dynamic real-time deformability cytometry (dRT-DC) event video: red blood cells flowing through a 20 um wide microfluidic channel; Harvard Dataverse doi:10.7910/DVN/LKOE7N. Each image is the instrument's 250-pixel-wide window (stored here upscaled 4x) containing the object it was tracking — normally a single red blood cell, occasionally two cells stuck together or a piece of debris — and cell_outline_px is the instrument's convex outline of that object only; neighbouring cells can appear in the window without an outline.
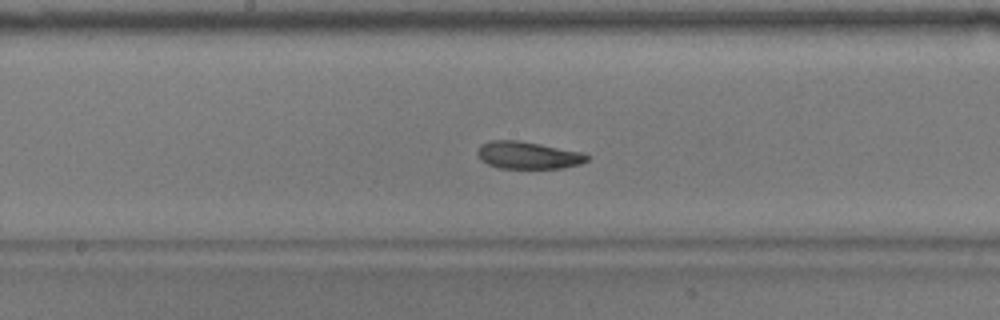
{"species": "common noctule bat (a hibernating species)", "species_latin": "Nyctalus noctula", "temperature_condition": "warm", "stored_images_in_passage": 39, "camera_frame_rate_fps": 3000, "um_per_image_px": 0.085, "animal": {"sex": "male", "body_mass_g": 17.9}, "frame": {"image": 1, "passage_image": 12, "time_ms": 3.667, "image_size_px": [1000, 320], "cell_outline_px": [[592, 156], [588, 160], [580, 164], [564, 168], [500, 168], [488, 164], [480, 160], [476, 152], [480, 144], [488, 140], [520, 140], [580, 152]], "centroid_in_image_um": [44.85, 13.19], "position_along_channel_um": 203.3, "area_um2": 17.57}}
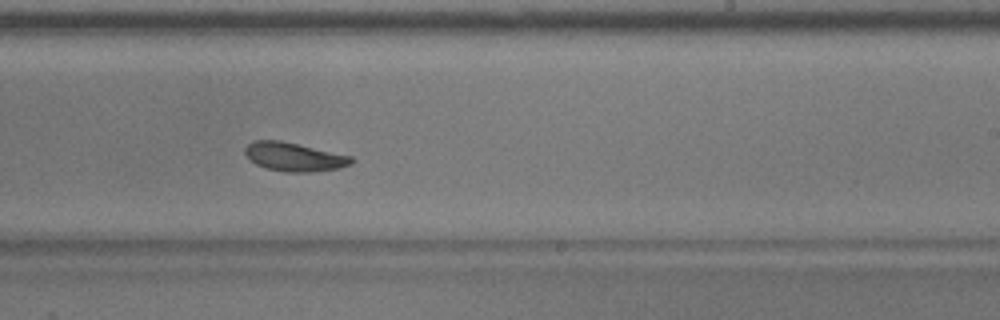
{"frame": {"image": 2, "passage_image": 17, "time_ms": 5.333, "image_size_px": [1000, 320], "cell_outline_px": [[356, 160], [352, 164], [340, 168], [308, 172], [284, 172], [268, 168], [256, 164], [244, 152], [244, 148], [248, 144], [256, 140], [280, 140], [352, 156]], "centroid_in_image_um": [25.04, 13.33], "position_along_channel_um": 264.0, "area_um2": 17.69}, "authors_computed_cell_mechanics": {"area_um2": 18.207, "velocity_mm_per_s": 3.6563, "shape_relaxation_time_tau1_ms": 2.1725, "shape_relaxation_time_tau2_ms": 4.7009, "deformation_change_tau1": 0.0934, "deformation_change_tau2": 0.0949}}